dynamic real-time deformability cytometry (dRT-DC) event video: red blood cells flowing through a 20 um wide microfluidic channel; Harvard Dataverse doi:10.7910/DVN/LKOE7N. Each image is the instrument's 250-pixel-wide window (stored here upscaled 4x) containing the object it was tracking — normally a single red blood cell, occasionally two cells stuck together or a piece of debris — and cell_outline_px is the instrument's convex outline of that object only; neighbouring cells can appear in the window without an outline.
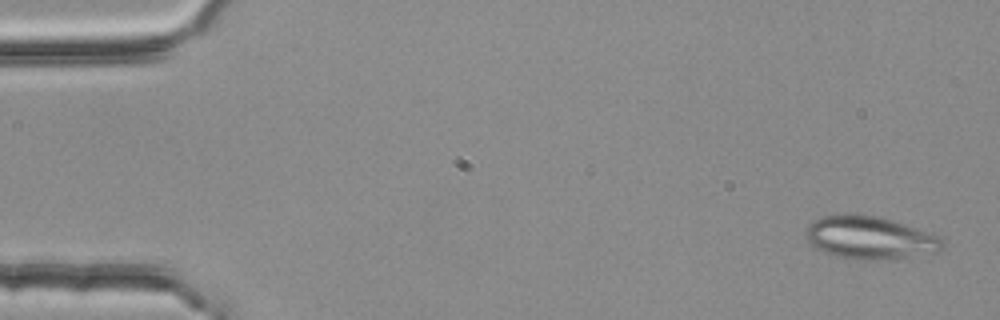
{"species": "common noctule bat (a hibernating species)", "species_latin": "Nyctalus noctula", "temperature_condition": "room temperature", "stored_images_in_passage": 2, "segment_of_instrument_passage": [2, 2], "camera_frame_rate_fps": 3000, "um_per_image_px": 0.085, "animal": {"sex": "female", "body_mass_g": 25.1}, "frame": {"image": 1, "passage_image": 2, "time_ms": 0.333, "image_size_px": [1000, 320], "cell_outline_px": [[944, 248], [940, 252], [876, 260], [868, 260], [836, 256], [824, 252], [816, 248], [804, 236], [804, 232], [808, 224], [812, 220], [824, 216], [848, 212], [880, 216], [940, 236]], "centroid_in_image_um": [73.9, 20.17], "position_along_channel_um": 11.1, "area_um2": 34.28}}